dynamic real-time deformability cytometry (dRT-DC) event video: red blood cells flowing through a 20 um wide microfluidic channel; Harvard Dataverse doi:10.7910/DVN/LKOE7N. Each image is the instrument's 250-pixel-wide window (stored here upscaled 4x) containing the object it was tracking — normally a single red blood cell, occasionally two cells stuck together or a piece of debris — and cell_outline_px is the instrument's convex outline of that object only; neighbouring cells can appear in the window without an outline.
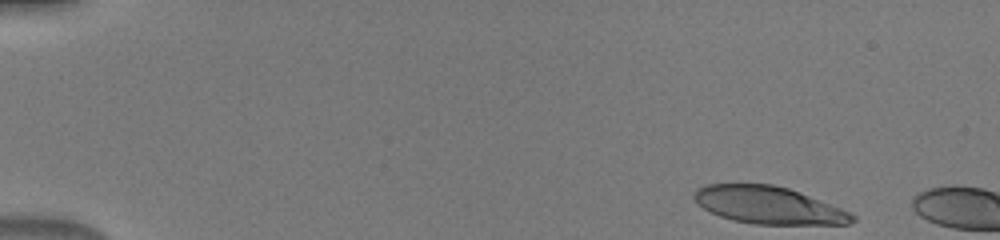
{"species": "human", "species_latin": "Homo sapiens", "temperature_condition": "warm", "stored_images_in_passage": 3, "camera_frame_rate_fps": 3000, "um_per_image_px": 0.085, "donor": {"sex": "male"}, "frame": {"image": 1, "passage_image": 1, "time_ms": 0.0, "image_size_px": [1000, 240], "cell_outline_px": [[856, 220], [848, 224], [752, 224], [732, 220], [720, 216], [704, 208], [692, 196], [696, 188], [708, 184], [772, 184], [788, 188], [852, 212], [856, 216]], "centroid_in_image_um": [65.34, 17.44], "position_along_channel_um": 19.7, "area_um2": 34.28}}